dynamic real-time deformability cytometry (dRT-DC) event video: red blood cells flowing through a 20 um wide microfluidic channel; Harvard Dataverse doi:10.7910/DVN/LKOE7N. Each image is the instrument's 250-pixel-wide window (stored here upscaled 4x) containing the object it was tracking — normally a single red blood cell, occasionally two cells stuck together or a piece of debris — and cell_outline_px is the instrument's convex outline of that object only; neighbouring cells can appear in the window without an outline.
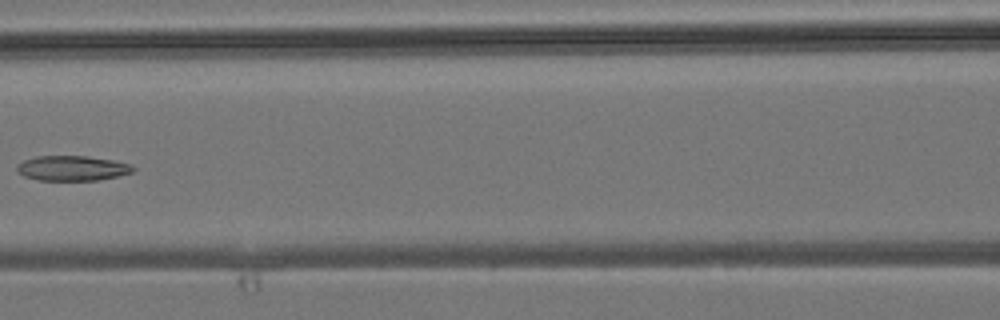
{"species": "common noctule bat (a hibernating species)", "species_latin": "Nyctalus noctula", "temperature_condition": "room temperature", "stored_images_in_passage": 4, "camera_frame_rate_fps": 3000, "um_per_image_px": 0.085, "animal": {"sex": "male", "body_mass_g": 19.2, "forearm_length_mm": 51.8}, "frame": {"image": 1, "passage_image": 4, "time_ms": 3.333, "image_size_px": [1000, 320], "cell_outline_px": [[136, 168], [132, 172], [100, 180], [40, 180], [24, 176], [16, 168], [16, 164], [24, 160], [36, 156], [84, 156], [112, 160], [132, 164]], "centroid_in_image_um": [6.15, 14.29], "position_along_channel_um": 160.5, "area_um2": 16.82}}